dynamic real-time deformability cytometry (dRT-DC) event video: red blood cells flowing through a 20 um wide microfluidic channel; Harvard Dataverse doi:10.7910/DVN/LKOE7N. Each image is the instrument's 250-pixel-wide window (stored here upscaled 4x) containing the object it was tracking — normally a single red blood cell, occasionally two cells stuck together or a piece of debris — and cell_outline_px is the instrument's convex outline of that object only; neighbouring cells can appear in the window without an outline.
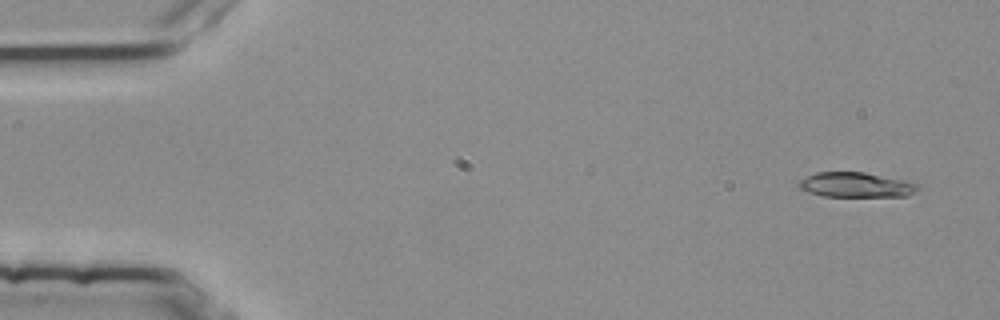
{"species": "common noctule bat (a hibernating species)", "species_latin": "Nyctalus noctula", "temperature_condition": "room temperature", "stored_images_in_passage": 5, "camera_frame_rate_fps": 3000, "um_per_image_px": 0.085, "animal": {"sex": "female", "body_mass_g": 25.1}, "frame": {"image": 1, "passage_image": 1, "time_ms": 0.0, "image_size_px": [1000, 320], "cell_outline_px": [[920, 188], [908, 196], [824, 196], [808, 192], [800, 188], [796, 184], [800, 180], [816, 172], [864, 172], [904, 180], [920, 184]], "centroid_in_image_um": [72.77, 15.71], "position_along_channel_um": 12.2, "area_um2": 17.22}}
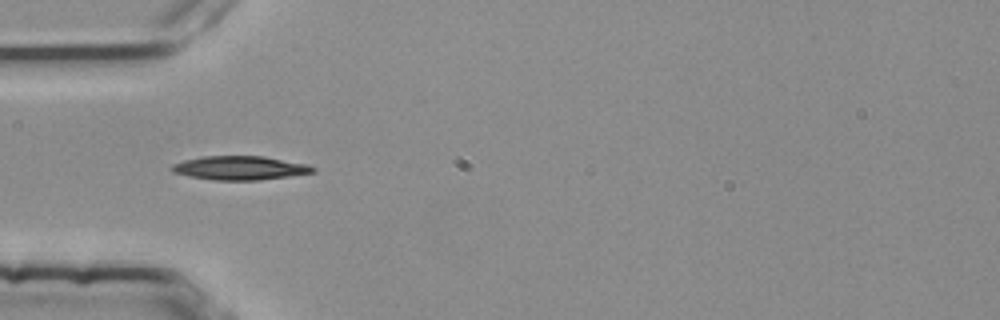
{"frame": {"image": 2, "passage_image": 4, "time_ms": 1.0, "image_size_px": [1000, 320], "cell_outline_px": [[316, 172], [260, 180], [212, 180], [188, 176], [172, 172], [168, 168], [172, 164], [184, 160], [204, 156], [264, 156], [308, 164], [316, 168]], "centroid_in_image_um": [20.37, 14.27], "position_along_channel_um": 64.6, "area_um2": 19.77}}